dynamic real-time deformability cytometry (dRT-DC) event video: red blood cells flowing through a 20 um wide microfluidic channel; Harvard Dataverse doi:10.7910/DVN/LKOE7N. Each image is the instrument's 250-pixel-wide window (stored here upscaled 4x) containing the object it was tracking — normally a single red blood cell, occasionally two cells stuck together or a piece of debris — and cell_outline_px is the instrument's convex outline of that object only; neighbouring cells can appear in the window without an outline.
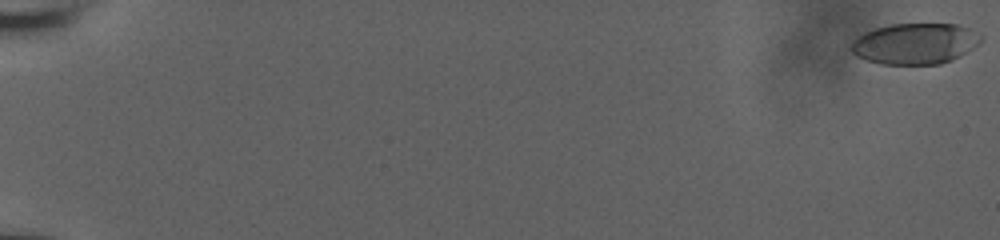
{"species": "human", "species_latin": "Homo sapiens", "temperature_condition": "room temperature", "stored_images_in_passage": 58, "camera_frame_rate_fps": 3000, "um_per_image_px": 0.085, "donor": {"sex": "male"}, "frame": {"image": 1, "passage_image": 1, "time_ms": 0.0, "image_size_px": [1000, 240], "cell_outline_px": [[980, 40], [972, 48], [960, 56], [952, 60], [940, 64], [880, 64], [864, 60], [856, 56], [852, 52], [852, 40], [864, 32], [876, 28], [892, 24], [956, 24], [968, 28], [980, 36]], "centroid_in_image_um": [77.72, 3.72], "position_along_channel_um": 7.3, "area_um2": 30.75}}
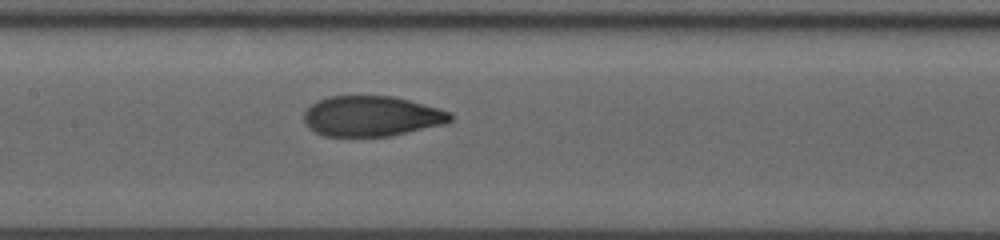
{"frame": {"image": 2, "passage_image": 32, "time_ms": 10.333, "image_size_px": [1000, 240], "cell_outline_px": [[452, 120], [444, 124], [392, 136], [324, 136], [308, 128], [304, 120], [304, 112], [312, 104], [328, 96], [392, 96], [440, 108], [452, 112]], "centroid_in_image_um": [31.6, 9.88], "position_along_channel_um": 175.8, "area_um2": 34.45}}
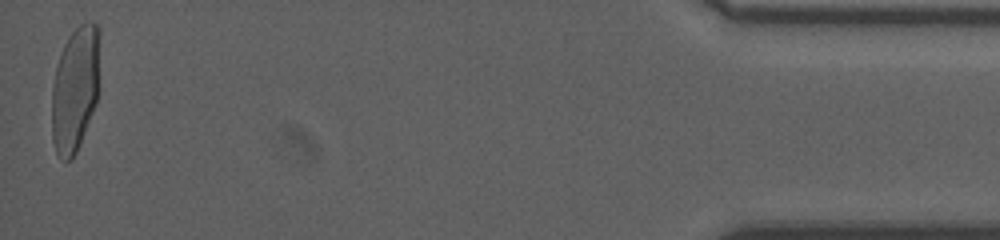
{"frame": {"image": 3, "passage_image": 58, "time_ms": 19.0, "image_size_px": [1000, 240], "cell_outline_px": [[100, 32], [96, 104], [76, 152], [72, 160], [64, 160], [56, 156], [52, 140], [52, 88], [56, 68], [60, 52], [68, 36], [80, 24], [88, 20], [92, 20], [100, 28]], "centroid_in_image_um": [6.38, 7.54], "position_along_channel_um": 428.8, "area_um2": 35.26}, "authors_computed_cell_mechanics": {"area_um2": 34.7956, "velocity_mm_per_s": 3.8507, "shape_relaxation_time_tau1_ms": 6.0249, "shape_relaxation_time_tau2_ms": 0.9879, "deformation_change_tau1": 0.2397, "deformation_change_tau2": 0.0556}}